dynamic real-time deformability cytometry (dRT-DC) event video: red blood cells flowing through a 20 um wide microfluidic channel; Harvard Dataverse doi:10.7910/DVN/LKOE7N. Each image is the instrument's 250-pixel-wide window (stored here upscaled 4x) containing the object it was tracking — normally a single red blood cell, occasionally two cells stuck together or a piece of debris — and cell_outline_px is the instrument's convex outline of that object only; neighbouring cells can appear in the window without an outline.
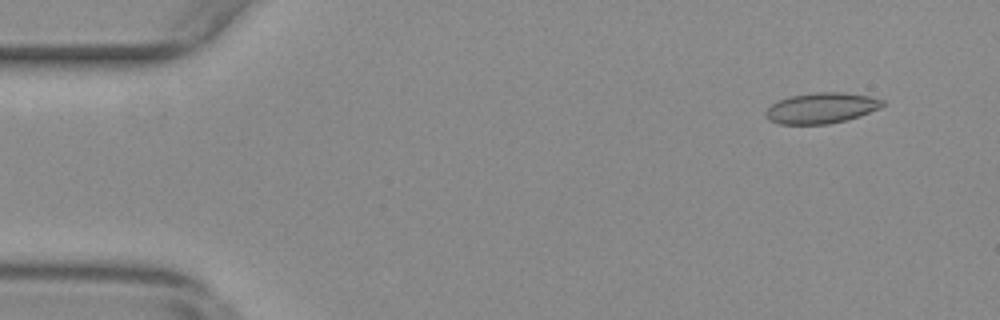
{"species": "common noctule bat (a hibernating species)", "species_latin": "Nyctalus noctula", "temperature_condition": "warm", "stored_images_in_passage": 14, "camera_frame_rate_fps": 3000, "um_per_image_px": 0.085, "animal": {"sex": "female", "body_mass_g": 29.2, "forearm_length_mm": 56.3}, "frame": {"image": 1, "passage_image": 5, "time_ms": 1.333, "image_size_px": [1000, 320], "cell_outline_px": [[888, 104], [880, 108], [860, 116], [828, 124], [780, 124], [768, 120], [764, 116], [764, 112], [772, 104], [780, 100], [792, 96], [816, 92], [844, 92], [868, 96], [884, 100]], "centroid_in_image_um": [69.84, 9.19], "position_along_channel_um": 15.2, "area_um2": 20.92}}